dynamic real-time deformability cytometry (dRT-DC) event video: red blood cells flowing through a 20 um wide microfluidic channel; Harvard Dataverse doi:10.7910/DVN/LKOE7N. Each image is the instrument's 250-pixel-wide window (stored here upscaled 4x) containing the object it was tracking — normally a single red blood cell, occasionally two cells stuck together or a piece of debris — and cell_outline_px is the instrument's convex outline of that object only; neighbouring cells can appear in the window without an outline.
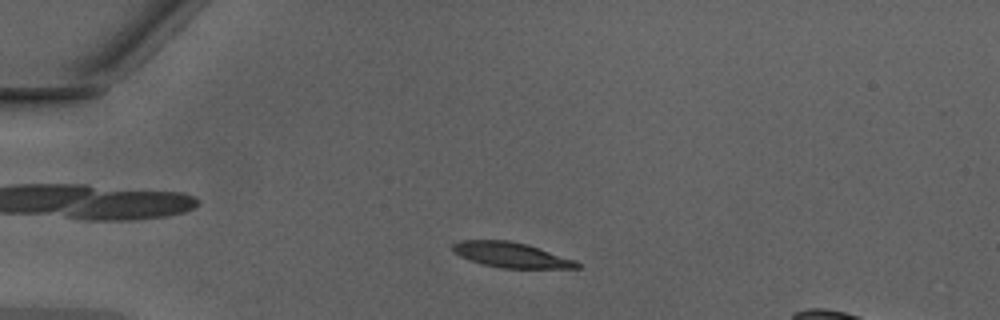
{"species": "Egyptian fruit bat (a non-hibernating species)", "species_latin": "Rousettus aegyptiacus", "temperature_condition": "warm", "stored_images_in_passage": 40, "camera_frame_rate_fps": 3000, "um_per_image_px": 0.085, "animal": {"sex": "male"}, "frame": {"image": 1, "passage_image": 6, "time_ms": 1.667, "image_size_px": [1000, 320], "cell_outline_px": [[580, 268], [500, 268], [484, 264], [460, 256], [452, 252], [452, 244], [460, 240], [508, 240], [528, 244], [576, 260], [580, 264]], "centroid_in_image_um": [43.45, 21.66], "position_along_channel_um": 41.5, "area_um2": 18.26}}
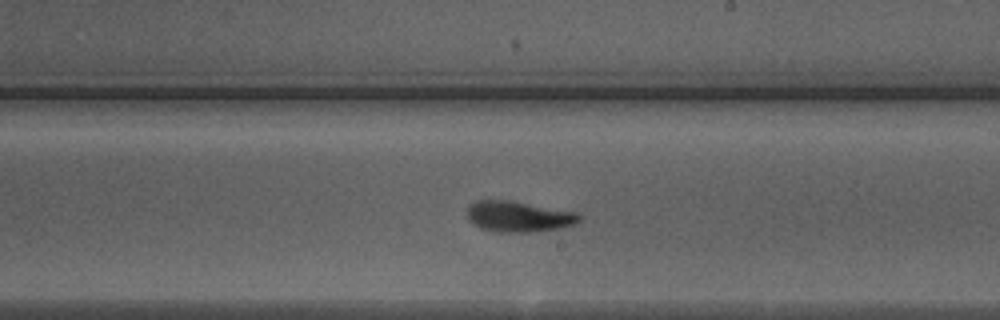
{"frame": {"image": 2, "passage_image": 23, "time_ms": 7.333, "image_size_px": [1000, 320], "cell_outline_px": [[580, 220], [572, 224], [560, 228], [528, 232], [496, 232], [484, 228], [476, 224], [468, 216], [468, 208], [476, 200], [508, 200], [576, 212], [580, 216]], "centroid_in_image_um": [44.1, 18.4], "position_along_channel_um": 244.9, "area_um2": 19.54}}
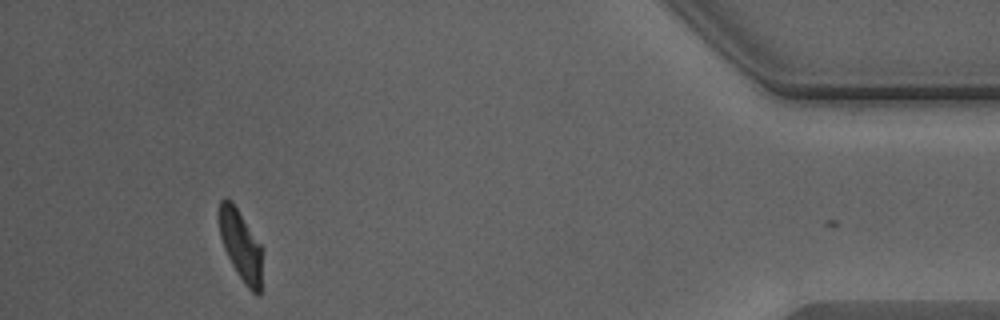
{"frame": {"image": 3, "passage_image": 39, "time_ms": 12.667, "image_size_px": [1000, 320], "cell_outline_px": [[264, 248], [260, 296], [256, 296], [244, 284], [236, 272], [224, 248], [220, 236], [220, 200], [224, 196], [236, 208]], "centroid_in_image_um": [20.53, 20.96], "position_along_channel_um": 414.7, "area_um2": 17.8}, "authors_computed_cell_mechanics": {"area_um2": 19.2474, "velocity_mm_per_s": 4.2716, "shape_relaxation_time_tau1_ms": 2.77, "shape_relaxation_time_tau2_ms": 0.9267, "deformation_change_tau1": 0.1553, "deformation_change_tau2": 0.0669}}